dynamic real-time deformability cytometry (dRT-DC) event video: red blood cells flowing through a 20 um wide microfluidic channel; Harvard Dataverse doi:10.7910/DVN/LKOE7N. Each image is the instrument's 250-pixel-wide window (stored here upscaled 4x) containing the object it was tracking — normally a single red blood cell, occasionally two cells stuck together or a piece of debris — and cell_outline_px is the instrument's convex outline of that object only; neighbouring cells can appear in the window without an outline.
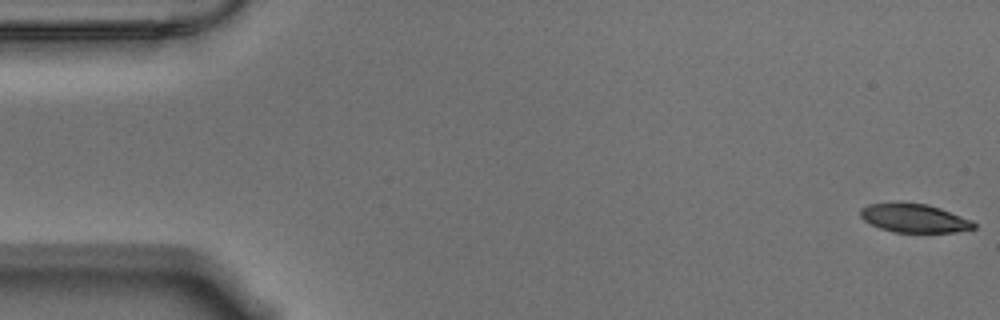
{"species": "Egyptian fruit bat (a non-hibernating species)", "species_latin": "Rousettus aegyptiacus", "temperature_condition": "warm", "stored_images_in_passage": 57, "camera_frame_rate_fps": 3000, "um_per_image_px": 0.085, "animal": {"sex": "male"}, "frame": {"image": 1, "passage_image": 1, "time_ms": 0.0, "image_size_px": [1000, 320], "cell_outline_px": [[976, 228], [956, 232], [892, 232], [880, 228], [864, 220], [860, 216], [860, 208], [868, 204], [892, 200], [900, 200], [928, 204], [940, 208], [972, 220], [976, 224]], "centroid_in_image_um": [77.66, 18.5], "position_along_channel_um": 7.3, "area_um2": 19.54}}
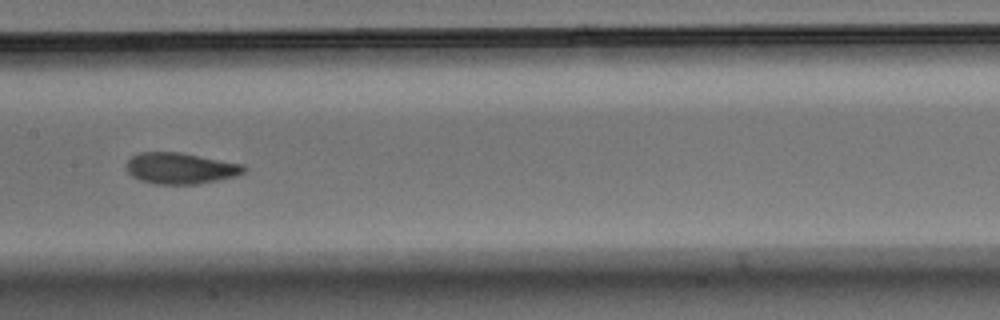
{"frame": {"image": 2, "passage_image": 28, "time_ms": 9.0, "image_size_px": [1000, 320], "cell_outline_px": [[248, 168], [244, 172], [236, 176], [196, 184], [152, 184], [140, 180], [132, 176], [128, 172], [128, 160], [132, 156], [140, 152], [180, 152], [244, 164]], "centroid_in_image_um": [15.36, 14.3], "position_along_channel_um": 192.0, "area_um2": 21.33}}
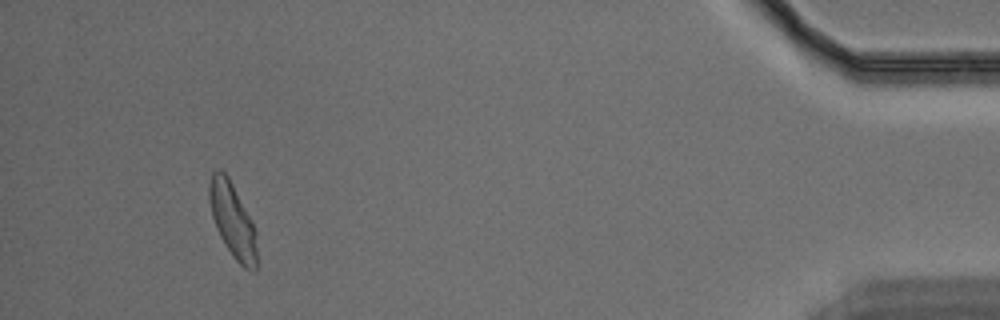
{"frame": {"image": 3, "passage_image": 53, "time_ms": 17.333, "image_size_px": [1000, 320], "cell_outline_px": [[256, 268], [252, 272], [244, 268], [232, 256], [220, 236], [216, 228], [212, 216], [208, 196], [208, 184], [212, 172], [216, 168], [220, 168], [228, 176], [256, 232]], "centroid_in_image_um": [19.73, 18.71], "position_along_channel_um": 415.5, "area_um2": 20.4}, "authors_computed_cell_mechanics": {"area_um2": 20.9236, "velocity_mm_per_s": 3.5314, "shape_relaxation_time_tau1_ms": 5.4249, "shape_relaxation_time_tau2_ms": 1.6784, "deformation_change_tau1": 0.1675, "deformation_change_tau2": 0.0797}}